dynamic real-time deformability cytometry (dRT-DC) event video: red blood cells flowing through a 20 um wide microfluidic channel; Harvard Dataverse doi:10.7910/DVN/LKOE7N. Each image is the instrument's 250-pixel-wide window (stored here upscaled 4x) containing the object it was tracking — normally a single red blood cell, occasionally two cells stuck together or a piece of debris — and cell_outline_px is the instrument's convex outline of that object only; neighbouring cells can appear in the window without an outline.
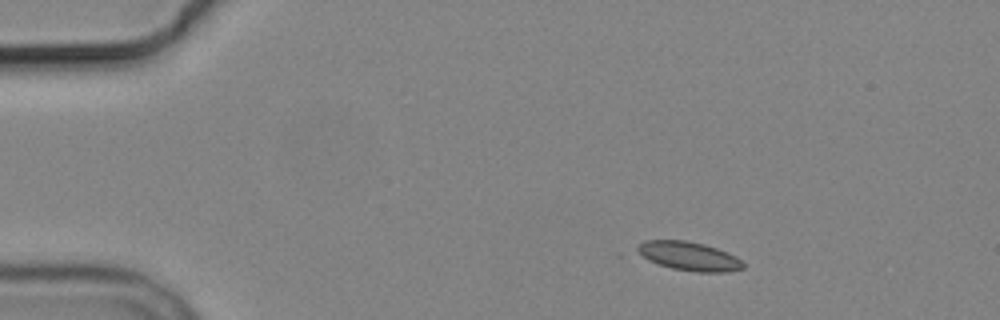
{"species": "common noctule bat (a hibernating species)", "species_latin": "Nyctalus noctula", "temperature_condition": "cold", "stored_images_in_passage": 3, "camera_frame_rate_fps": 3000, "um_per_image_px": 0.085, "animal": {"sex": "male", "body_mass_g": 19.2, "forearm_length_mm": 51.8}, "frame": {"image": 1, "passage_image": 1, "time_ms": 0.0, "image_size_px": [1000, 320], "cell_outline_px": [[744, 268], [724, 272], [696, 272], [672, 268], [648, 260], [636, 252], [636, 248], [640, 244], [648, 240], [684, 240], [704, 244], [716, 248], [736, 256], [744, 264]], "centroid_in_image_um": [58.56, 21.77], "position_along_channel_um": 26.4, "area_um2": 17.57}}